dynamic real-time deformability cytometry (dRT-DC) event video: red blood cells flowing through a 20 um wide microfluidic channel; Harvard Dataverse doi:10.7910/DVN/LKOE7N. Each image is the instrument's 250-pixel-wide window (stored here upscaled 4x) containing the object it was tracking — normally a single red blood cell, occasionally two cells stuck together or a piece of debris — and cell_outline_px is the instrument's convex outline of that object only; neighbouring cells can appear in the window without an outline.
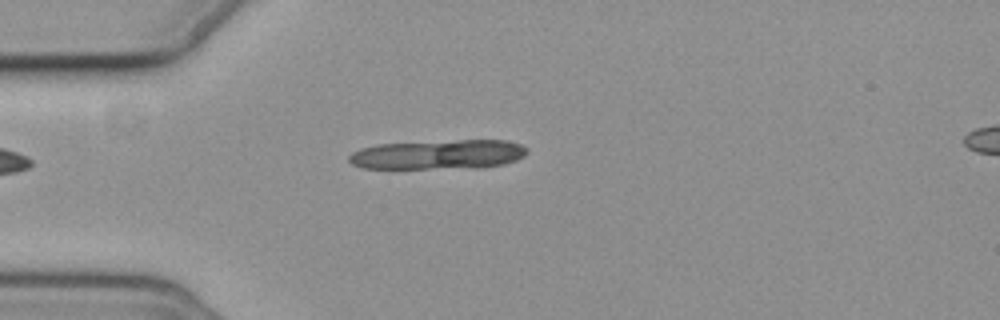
{"species": "common noctule bat (a hibernating species)", "species_latin": "Nyctalus noctula", "temperature_condition": "cold", "stored_images_in_passage": 11, "segment_of_instrument_passage": [1, 2], "camera_frame_rate_fps": 3000, "um_per_image_px": 0.085, "animal": {"sex": "female", "body_mass_g": 19.3, "forearm_length_mm": 54.1}, "frame": {"image": 1, "passage_image": 4, "time_ms": 4.667, "image_size_px": [1000, 320], "cell_outline_px": [[528, 152], [524, 156], [516, 160], [504, 164], [480, 168], [360, 168], [352, 164], [348, 160], [348, 156], [352, 152], [360, 148], [376, 144], [460, 140], [508, 140], [520, 144], [528, 148]], "centroid_in_image_um": [37.27, 13.13], "position_along_channel_um": 47.7, "area_um2": 30.87}}